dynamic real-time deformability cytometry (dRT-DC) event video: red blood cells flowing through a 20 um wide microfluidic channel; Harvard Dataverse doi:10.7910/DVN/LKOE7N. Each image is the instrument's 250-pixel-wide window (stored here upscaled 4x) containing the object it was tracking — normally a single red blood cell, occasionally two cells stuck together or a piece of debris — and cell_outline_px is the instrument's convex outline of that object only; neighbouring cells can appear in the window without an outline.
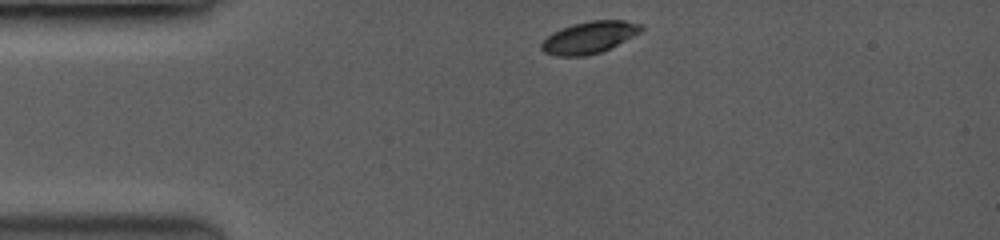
{"species": "common noctule bat (a hibernating species)", "species_latin": "Nyctalus noctula", "temperature_condition": "room temperature", "stored_images_in_passage": 10, "camera_frame_rate_fps": 3500, "um_per_image_px": 0.085, "animal": {"sex": "female", "body_mass_g": 19.0, "forearm_length_mm": 53.3}, "frame": {"image": 1, "passage_image": 1, "time_ms": 0.0, "image_size_px": [1000, 240], "cell_outline_px": [[644, 28], [640, 32], [600, 52], [584, 56], [560, 56], [544, 52], [540, 48], [540, 44], [552, 32], [576, 24], [592, 20], [624, 20], [640, 24]], "centroid_in_image_um": [50.07, 3.18], "position_along_channel_um": 34.9, "area_um2": 18.03}}
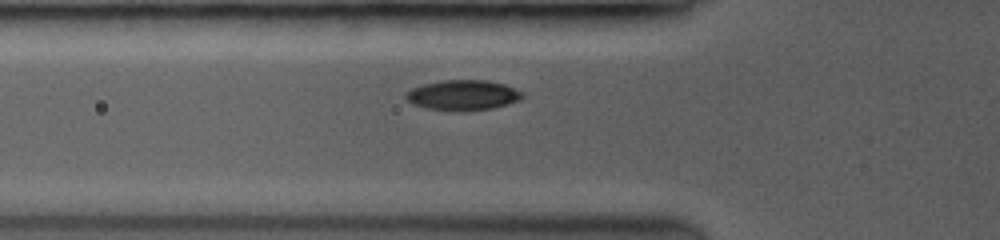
{"frame": {"image": 2, "passage_image": 9, "time_ms": 2.286, "image_size_px": [1000, 240], "cell_outline_px": [[524, 96], [520, 100], [508, 104], [492, 108], [428, 108], [416, 104], [408, 100], [404, 96], [412, 88], [424, 84], [444, 80], [488, 80], [504, 84], [524, 92]], "centroid_in_image_um": [39.42, 8.03], "position_along_channel_um": 86.4, "area_um2": 19.54}}